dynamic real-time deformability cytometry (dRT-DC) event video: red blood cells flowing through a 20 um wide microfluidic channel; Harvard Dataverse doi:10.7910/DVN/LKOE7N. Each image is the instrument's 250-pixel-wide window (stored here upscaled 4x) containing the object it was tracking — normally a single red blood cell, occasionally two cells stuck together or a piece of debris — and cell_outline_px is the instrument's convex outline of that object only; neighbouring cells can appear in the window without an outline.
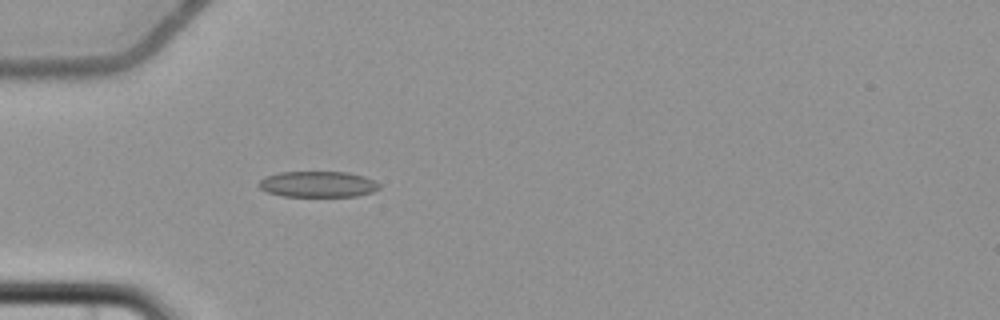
{"species": "common noctule bat (a hibernating species)", "species_latin": "Nyctalus noctula", "temperature_condition": "cold", "stored_images_in_passage": 6, "camera_frame_rate_fps": 3000, "um_per_image_px": 0.085, "animal": {"sex": "female", "body_mass_g": 22.7, "forearm_length_mm": 54.2}, "frame": {"image": 1, "passage_image": 6, "time_ms": 6.0, "image_size_px": [1000, 320], "cell_outline_px": [[380, 188], [372, 192], [356, 196], [284, 196], [268, 192], [260, 188], [260, 180], [264, 176], [280, 172], [348, 172], [364, 176], [380, 184]], "centroid_in_image_um": [27.03, 15.65], "position_along_channel_um": 58.0, "area_um2": 18.09}}